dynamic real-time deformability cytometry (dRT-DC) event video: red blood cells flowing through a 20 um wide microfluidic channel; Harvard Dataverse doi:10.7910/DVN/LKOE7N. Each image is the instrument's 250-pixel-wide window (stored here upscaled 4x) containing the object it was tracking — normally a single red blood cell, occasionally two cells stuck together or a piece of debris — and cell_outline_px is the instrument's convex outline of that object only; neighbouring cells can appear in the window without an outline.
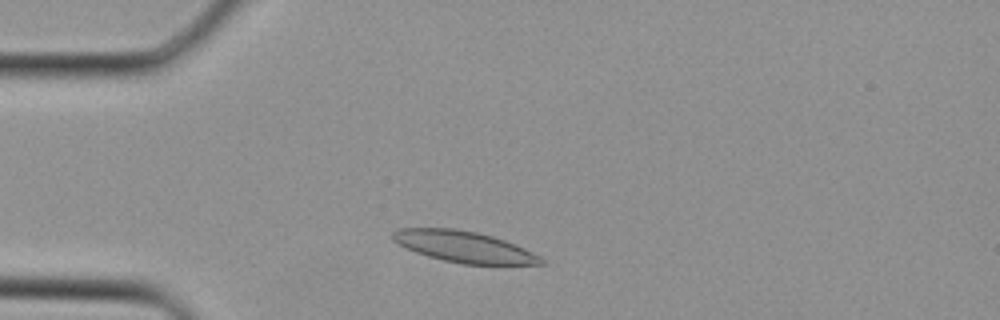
{"species": "Egyptian fruit bat (a non-hibernating species)", "species_latin": "Rousettus aegyptiacus", "temperature_condition": "cold", "stored_images_in_passage": 32, "camera_frame_rate_fps": 3000, "um_per_image_px": 0.085, "animal": {"sex": "female"}, "frame": {"image": 1, "passage_image": 4, "time_ms": 1.0, "image_size_px": [1000, 320], "cell_outline_px": [[548, 264], [464, 264], [444, 260], [428, 256], [416, 252], [392, 240], [392, 232], [400, 228], [456, 228], [476, 232], [492, 236], [516, 244], [540, 256]], "centroid_in_image_um": [39.46, 20.97], "position_along_channel_um": 45.5, "area_um2": 26.76}}
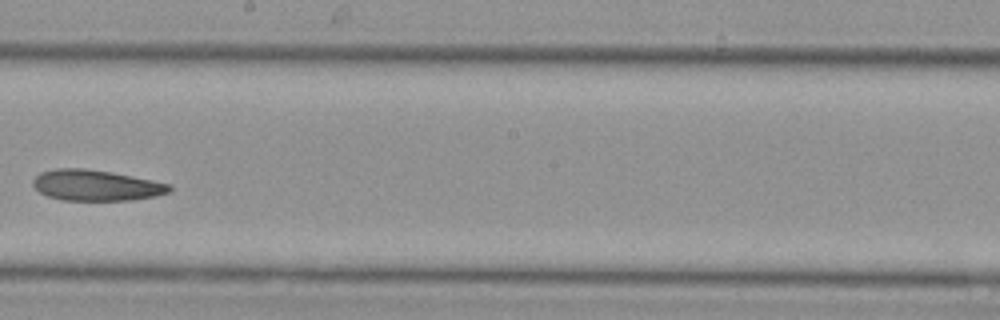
{"frame": {"image": 2, "passage_image": 16, "time_ms": 5.0, "image_size_px": [1000, 320], "cell_outline_px": [[172, 188], [168, 192], [156, 196], [132, 200], [60, 200], [48, 196], [40, 192], [32, 184], [32, 180], [40, 172], [56, 168], [80, 168], [108, 172], [152, 180], [172, 184]], "centroid_in_image_um": [8.15, 15.76], "position_along_channel_um": 240.1, "area_um2": 24.33}}
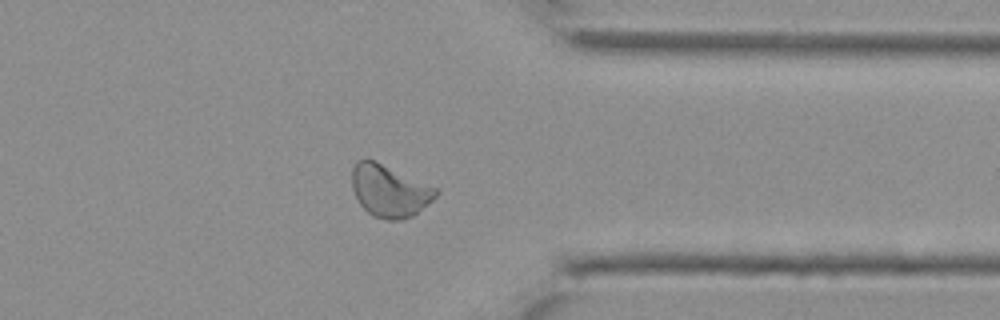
{"frame": {"image": 3, "passage_image": 24, "time_ms": 7.667, "image_size_px": [1000, 320], "cell_outline_px": [[440, 192], [432, 200], [412, 216], [404, 220], [384, 220], [372, 216], [360, 204], [352, 188], [352, 168], [356, 160], [372, 160], [436, 188]], "centroid_in_image_um": [33.08, 16.26], "position_along_channel_um": 378.3, "area_um2": 25.03}}